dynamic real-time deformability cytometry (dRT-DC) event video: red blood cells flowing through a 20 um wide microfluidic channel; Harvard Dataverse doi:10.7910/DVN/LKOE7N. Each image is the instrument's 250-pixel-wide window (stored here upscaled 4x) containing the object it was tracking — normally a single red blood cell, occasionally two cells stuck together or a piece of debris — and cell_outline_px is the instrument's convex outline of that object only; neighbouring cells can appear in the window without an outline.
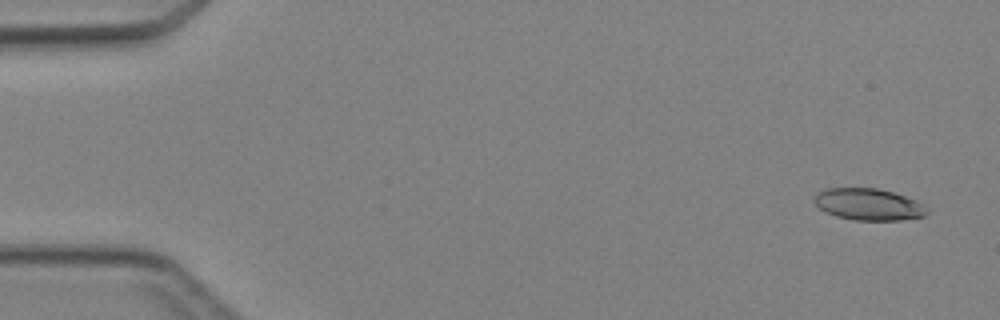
{"species": "Egyptian fruit bat (a non-hibernating species)", "species_latin": "Rousettus aegyptiacus", "temperature_condition": "cold", "stored_images_in_passage": 4, "segment_of_instrument_passage": [2, 2], "camera_frame_rate_fps": 3000, "um_per_image_px": 0.085, "animal": {"sex": "female"}, "frame": {"image": 1, "passage_image": 4, "time_ms": 4.333, "image_size_px": [1000, 320], "cell_outline_px": [[928, 212], [924, 216], [900, 220], [856, 220], [836, 216], [824, 212], [812, 200], [824, 188], [876, 188], [892, 192], [916, 200], [928, 208]], "centroid_in_image_um": [73.82, 17.37], "position_along_channel_um": 11.2, "area_um2": 20.75}}